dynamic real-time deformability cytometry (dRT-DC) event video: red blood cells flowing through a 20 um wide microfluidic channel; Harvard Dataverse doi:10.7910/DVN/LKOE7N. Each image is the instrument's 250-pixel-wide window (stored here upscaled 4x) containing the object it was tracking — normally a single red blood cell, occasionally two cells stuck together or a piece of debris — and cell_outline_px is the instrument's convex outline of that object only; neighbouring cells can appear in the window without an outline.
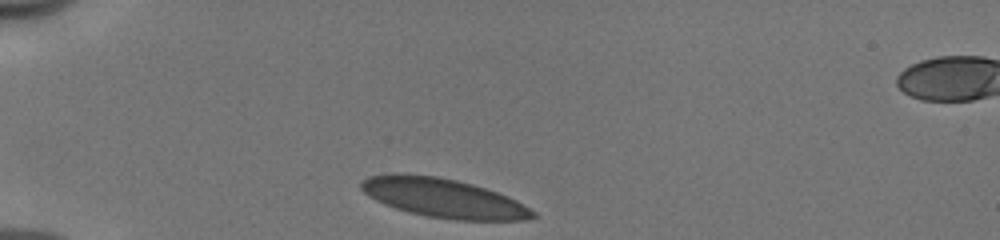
{"species": "human", "species_latin": "Homo sapiens", "temperature_condition": "cold", "stored_images_in_passage": 31, "camera_frame_rate_fps": 3000, "um_per_image_px": 0.085, "donor": {"sex": "male"}, "frame": {"image": 1, "passage_image": 1, "time_ms": 0.0, "image_size_px": [1000, 240], "cell_outline_px": [[536, 216], [524, 220], [456, 220], [428, 216], [408, 212], [384, 204], [368, 196], [360, 188], [360, 180], [368, 176], [392, 172], [436, 176], [456, 180], [472, 184], [508, 196], [516, 200], [536, 212]], "centroid_in_image_um": [37.64, 16.82], "position_along_channel_um": 47.4, "area_um2": 39.13}}
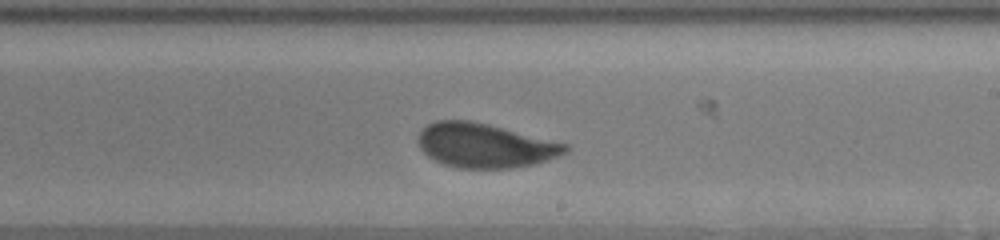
{"frame": {"image": 2, "passage_image": 19, "time_ms": 6.0, "image_size_px": [1000, 240], "cell_outline_px": [[568, 152], [548, 160], [536, 164], [512, 168], [456, 168], [444, 164], [428, 156], [420, 148], [420, 132], [428, 124], [436, 120], [468, 120], [488, 124], [568, 144]], "centroid_in_image_um": [41.25, 12.37], "position_along_channel_um": 247.8, "area_um2": 37.74}}
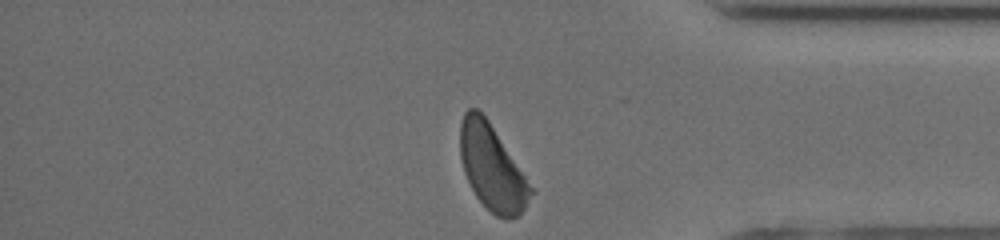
{"frame": {"image": 3, "passage_image": 31, "time_ms": 10.0, "image_size_px": [1000, 240], "cell_outline_px": [[532, 192], [524, 208], [516, 216], [504, 220], [496, 216], [476, 196], [464, 172], [460, 156], [460, 124], [464, 112], [468, 108], [476, 108], [488, 120], [532, 188]], "centroid_in_image_um": [41.77, 14.23], "position_along_channel_um": 393.4, "area_um2": 34.1}, "authors_computed_cell_mechanics": {"area_um2": 38.726, "velocity_mm_per_s": 3.9359, "shape_relaxation_time_tau1_ms": 4.0541, "shape_relaxation_time_tau2_ms": null, "deformation_change_tau1": 0.1343, "deformation_change_tau2": null}}